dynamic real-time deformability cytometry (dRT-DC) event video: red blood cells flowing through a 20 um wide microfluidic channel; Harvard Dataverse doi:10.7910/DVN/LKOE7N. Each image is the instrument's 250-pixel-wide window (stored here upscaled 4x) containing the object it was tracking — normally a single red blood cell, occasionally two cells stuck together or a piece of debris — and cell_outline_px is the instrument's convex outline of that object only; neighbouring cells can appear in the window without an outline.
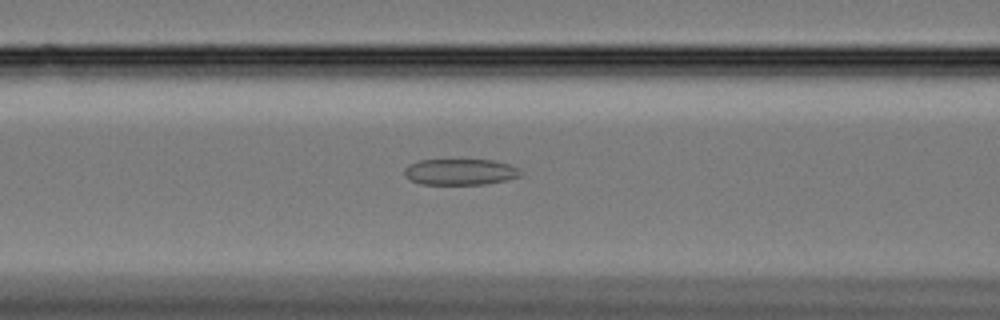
{"species": "Egyptian fruit bat (a non-hibernating species)", "species_latin": "Rousettus aegyptiacus", "temperature_condition": "cold", "stored_images_in_passage": 52, "camera_frame_rate_fps": 3000, "um_per_image_px": 0.085, "animal": {"sex": "female"}, "frame": {"image": 1, "passage_image": 17, "time_ms": 5.333, "image_size_px": [1000, 320], "cell_outline_px": [[520, 176], [504, 180], [484, 184], [420, 184], [404, 176], [404, 168], [408, 164], [420, 160], [492, 160], [508, 164], [516, 168], [520, 172]], "centroid_in_image_um": [39.05, 14.61], "position_along_channel_um": 127.6, "area_um2": 17.46}}
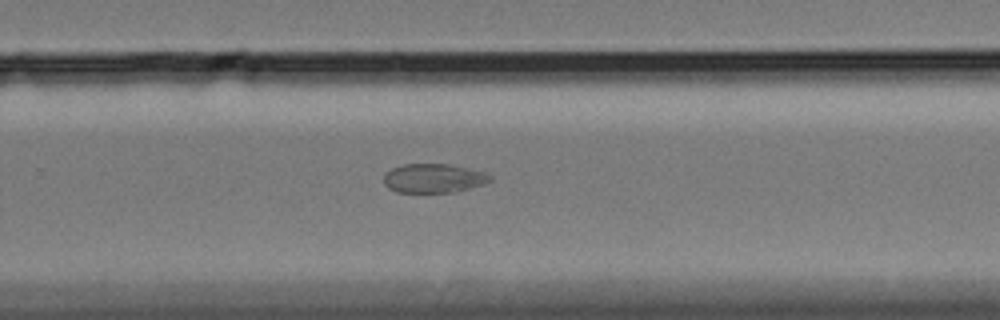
{"frame": {"image": 2, "passage_image": 32, "time_ms": 10.333, "image_size_px": [1000, 320], "cell_outline_px": [[492, 180], [484, 184], [456, 192], [396, 192], [388, 188], [384, 184], [384, 172], [392, 168], [404, 164], [448, 164], [484, 172], [492, 176]], "centroid_in_image_um": [36.83, 15.15], "position_along_channel_um": 293.0, "area_um2": 18.03}}
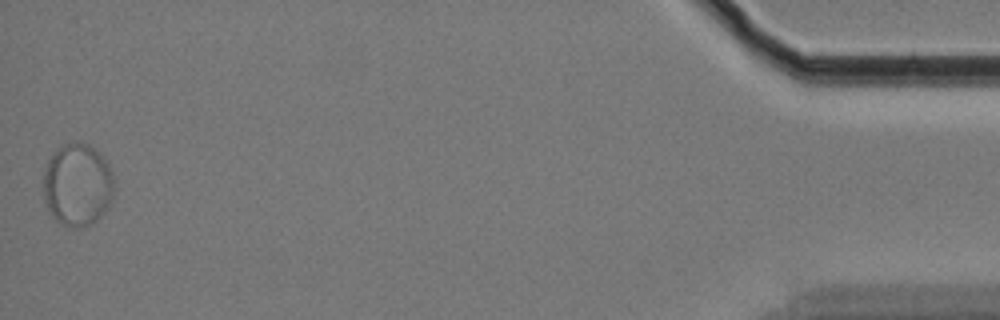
{"frame": {"image": 3, "passage_image": 52, "time_ms": 17.0, "image_size_px": [1000, 320], "cell_outline_px": [[116, 184], [112, 204], [92, 224], [80, 228], [72, 228], [56, 220], [48, 212], [44, 200], [44, 172], [48, 160], [52, 152], [64, 144], [88, 144], [100, 152], [112, 172]], "centroid_in_image_um": [6.62, 15.74], "position_along_channel_um": 428.6, "area_um2": 34.51}, "authors_computed_cell_mechanics": {"area_um2": 22.4842, "velocity_mm_per_s": 3.3164, "shape_relaxation_time_tau1_ms": null, "shape_relaxation_time_tau2_ms": 1.1531, "deformation_change_tau1": null, "deformation_change_tau2": 0.0418}}